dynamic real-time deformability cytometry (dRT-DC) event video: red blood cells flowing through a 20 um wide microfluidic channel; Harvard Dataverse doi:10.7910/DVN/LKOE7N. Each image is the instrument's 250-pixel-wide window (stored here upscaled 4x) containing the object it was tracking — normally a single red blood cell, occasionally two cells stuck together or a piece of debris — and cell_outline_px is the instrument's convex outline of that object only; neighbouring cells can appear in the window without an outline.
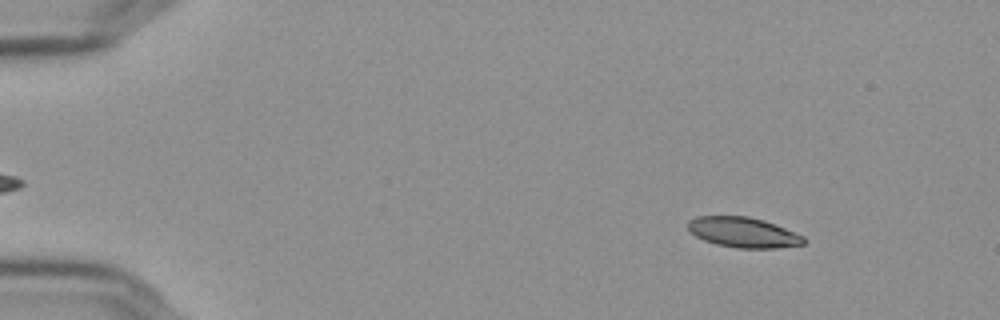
{"species": "Egyptian fruit bat (a non-hibernating species)", "species_latin": "Rousettus aegyptiacus", "temperature_condition": "cold", "stored_images_in_passage": 57, "camera_frame_rate_fps": 3000, "um_per_image_px": 0.085, "frame": {"image": 1, "passage_image": 7, "time_ms": 2.0, "image_size_px": [1000, 320], "cell_outline_px": [[804, 244], [772, 248], [744, 248], [720, 244], [708, 240], [692, 232], [688, 228], [688, 224], [692, 220], [700, 216], [744, 216], [760, 220], [772, 224], [804, 236]], "centroid_in_image_um": [63.21, 19.75], "position_along_channel_um": 21.8, "area_um2": 19.31}}
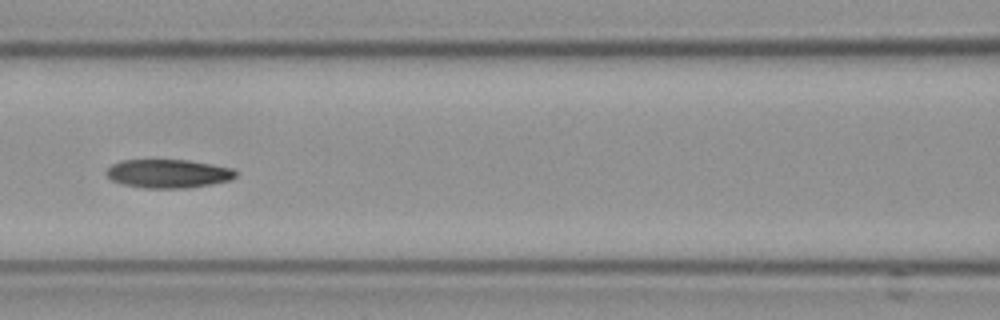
{"frame": {"image": 2, "passage_image": 26, "time_ms": 8.333, "image_size_px": [1000, 320], "cell_outline_px": [[236, 176], [224, 180], [204, 184], [168, 188], [164, 188], [128, 184], [116, 180], [108, 176], [108, 168], [112, 164], [124, 160], [184, 160], [228, 168], [236, 172]], "centroid_in_image_um": [14.24, 14.71], "position_along_channel_um": 152.4, "area_um2": 19.83}}
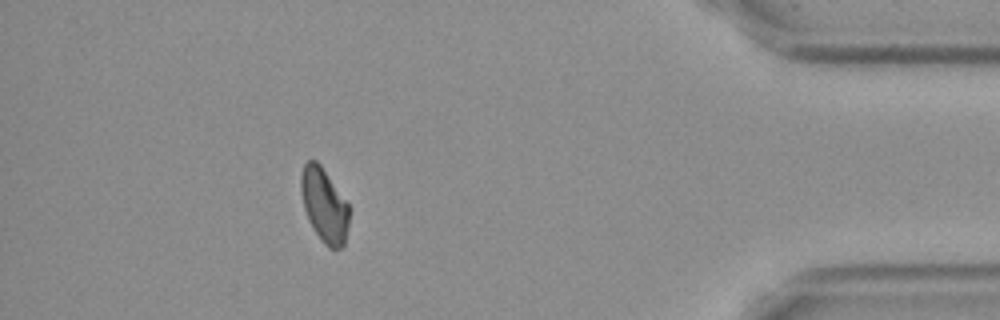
{"frame": {"image": 3, "passage_image": 51, "time_ms": 16.667, "image_size_px": [1000, 320], "cell_outline_px": [[348, 224], [344, 244], [340, 248], [332, 248], [316, 232], [304, 208], [300, 184], [300, 180], [304, 164], [308, 160], [316, 160], [320, 164], [348, 204]], "centroid_in_image_um": [27.55, 17.38], "position_along_channel_um": 407.6, "area_um2": 19.88}, "authors_computed_cell_mechanics": {"area_um2": 19.7098, "velocity_mm_per_s": 3.5928, "shape_relaxation_time_tau1_ms": 8.75, "shape_relaxation_time_tau2_ms": 11.2929, "deformation_change_tau1": 0.2026, "deformation_change_tau2": 0.1751}}